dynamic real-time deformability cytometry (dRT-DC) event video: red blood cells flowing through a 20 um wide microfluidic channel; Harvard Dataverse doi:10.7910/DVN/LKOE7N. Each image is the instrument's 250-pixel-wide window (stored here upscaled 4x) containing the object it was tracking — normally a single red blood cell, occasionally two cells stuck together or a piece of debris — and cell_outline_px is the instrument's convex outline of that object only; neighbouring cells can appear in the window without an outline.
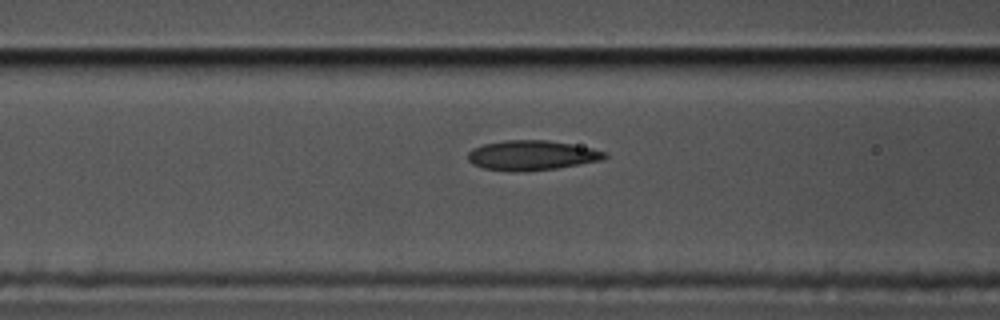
{"species": "common noctule bat (a hibernating species)", "species_latin": "Nyctalus noctula", "temperature_condition": "cold", "stored_images_in_passage": 39, "camera_frame_rate_fps": 3000, "um_per_image_px": 0.085, "animal": {"sex": "male", "body_mass_g": 17.5, "forearm_length_mm": 52.3}, "frame": {"image": 1, "passage_image": 15, "time_ms": 4.667, "image_size_px": [1000, 320], "cell_outline_px": [[608, 156], [604, 160], [556, 168], [524, 172], [512, 172], [484, 168], [472, 164], [468, 160], [468, 152], [472, 148], [484, 144], [504, 140], [548, 140], [572, 144], [592, 148], [608, 152]], "centroid_in_image_um": [45.22, 13.2], "position_along_channel_um": 121.4, "area_um2": 24.04}}
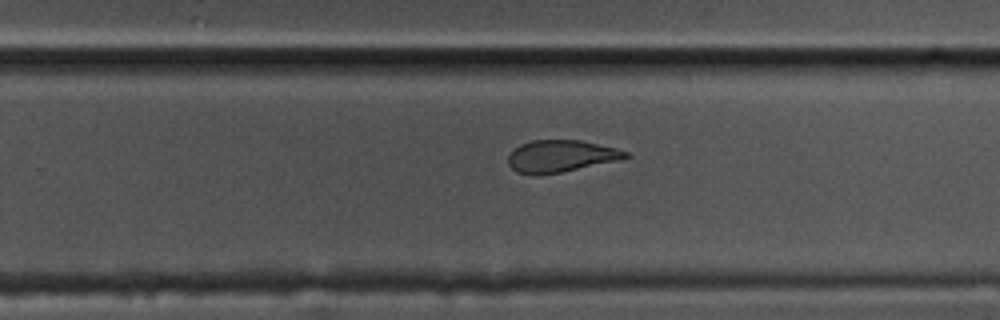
{"frame": {"image": 2, "passage_image": 29, "time_ms": 9.333, "image_size_px": [1000, 320], "cell_outline_px": [[632, 156], [624, 160], [560, 172], [516, 172], [508, 164], [508, 156], [512, 148], [520, 144], [532, 140], [580, 140], [616, 148], [628, 152]], "centroid_in_image_um": [47.74, 13.24], "position_along_channel_um": 282.1, "area_um2": 21.68}}
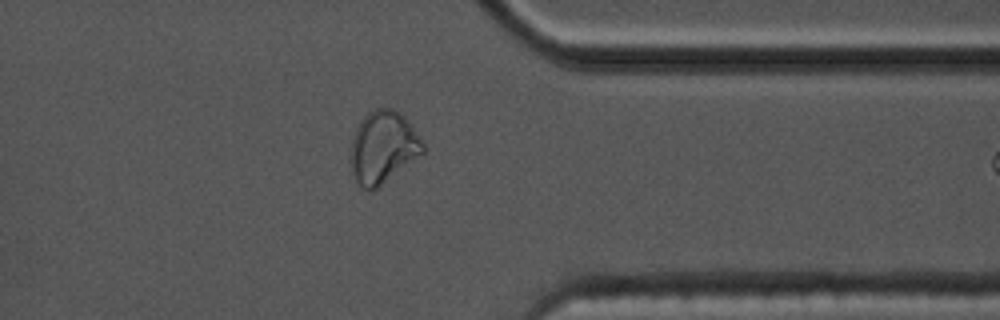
{"frame": {"image": 3, "passage_image": 38, "time_ms": 12.333, "image_size_px": [1000, 320], "cell_outline_px": [[424, 152], [372, 192], [360, 188], [356, 180], [352, 164], [352, 136], [360, 120], [368, 112], [376, 108], [392, 108], [400, 112], [408, 120], [424, 144]], "centroid_in_image_um": [32.56, 12.5], "position_along_channel_um": 378.8, "area_um2": 30.11}}